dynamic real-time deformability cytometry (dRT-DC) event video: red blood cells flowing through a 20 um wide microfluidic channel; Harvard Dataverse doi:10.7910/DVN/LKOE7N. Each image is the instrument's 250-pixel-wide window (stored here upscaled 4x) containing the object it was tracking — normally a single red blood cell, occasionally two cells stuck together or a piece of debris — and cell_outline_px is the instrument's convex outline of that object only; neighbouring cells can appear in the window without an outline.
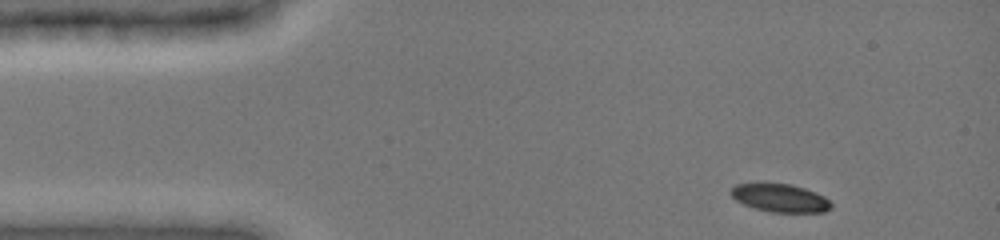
{"species": "common noctule bat (a hibernating species)", "species_latin": "Nyctalus noctula", "temperature_condition": "cold", "stored_images_in_passage": 6, "camera_frame_rate_fps": 3000, "um_per_image_px": 0.085, "animal": {"sex": "female", "body_mass_g": 19.0, "forearm_length_mm": 51.5}, "frame": {"image": 1, "passage_image": 1, "time_ms": 0.0, "image_size_px": [1000, 240], "cell_outline_px": [[832, 208], [824, 212], [772, 212], [756, 208], [744, 204], [736, 200], [728, 192], [736, 184], [764, 180], [792, 184], [816, 192], [824, 196], [832, 204]], "centroid_in_image_um": [66.27, 16.77], "position_along_channel_um": 18.7, "area_um2": 17.05}}
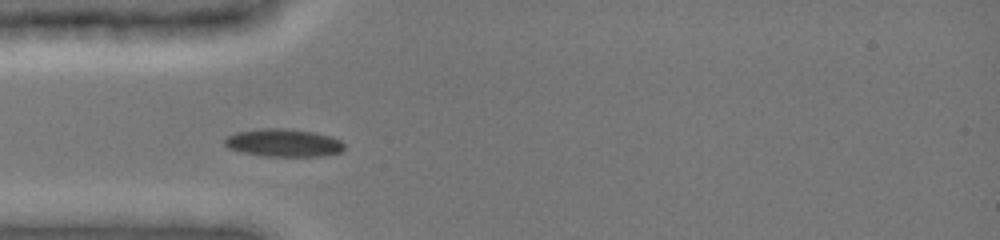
{"frame": {"image": 2, "passage_image": 4, "time_ms": 3.0, "image_size_px": [1000, 240], "cell_outline_px": [[344, 148], [340, 152], [320, 156], [264, 156], [244, 152], [228, 148], [224, 144], [224, 140], [228, 136], [236, 132], [264, 128], [284, 128], [316, 132], [332, 136], [340, 140], [344, 144]], "centroid_in_image_um": [24.12, 12.13], "position_along_channel_um": 60.9, "area_um2": 19.36}}